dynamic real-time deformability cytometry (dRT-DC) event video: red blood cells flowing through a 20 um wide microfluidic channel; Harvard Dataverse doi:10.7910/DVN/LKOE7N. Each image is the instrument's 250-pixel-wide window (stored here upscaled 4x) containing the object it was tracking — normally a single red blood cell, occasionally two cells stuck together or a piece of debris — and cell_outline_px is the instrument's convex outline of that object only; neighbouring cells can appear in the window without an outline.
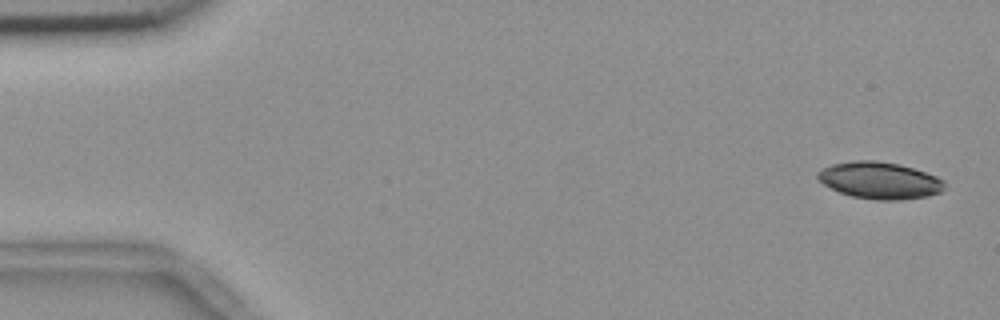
{"species": "common noctule bat (a hibernating species)", "species_latin": "Nyctalus noctula", "temperature_condition": "room temperature", "stored_images_in_passage": 54, "camera_frame_rate_fps": 3000, "um_per_image_px": 0.085, "animal": {"sex": "female", "body_mass_g": 18.4}, "frame": {"image": 1, "passage_image": 1, "time_ms": 0.0, "image_size_px": [1000, 320], "cell_outline_px": [[944, 188], [940, 192], [928, 196], [900, 200], [876, 200], [852, 196], [840, 192], [824, 184], [816, 176], [816, 172], [832, 164], [852, 160], [876, 160], [900, 164], [936, 176], [944, 180]], "centroid_in_image_um": [74.77, 15.33], "position_along_channel_um": 10.2, "area_um2": 27.17}}
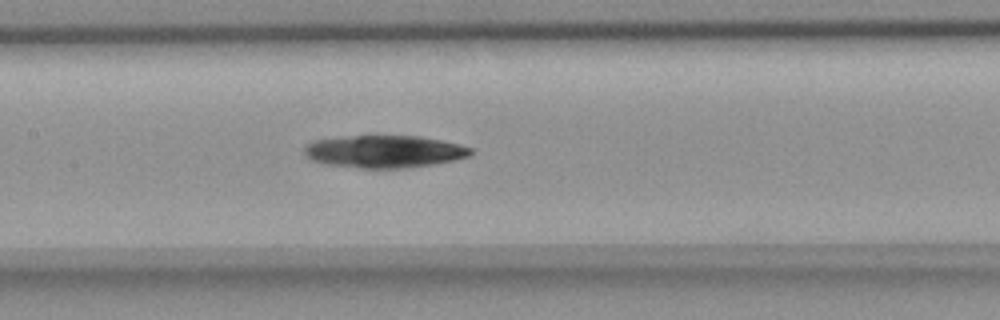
{"frame": {"image": 2, "passage_image": 25, "time_ms": 8.0, "image_size_px": [1000, 320], "cell_outline_px": [[472, 152], [468, 156], [452, 160], [404, 168], [360, 168], [324, 164], [312, 160], [304, 156], [304, 144], [312, 140], [352, 136], [420, 136], [460, 144], [472, 148]], "centroid_in_image_um": [32.59, 12.87], "position_along_channel_um": 174.8, "area_um2": 31.33}}
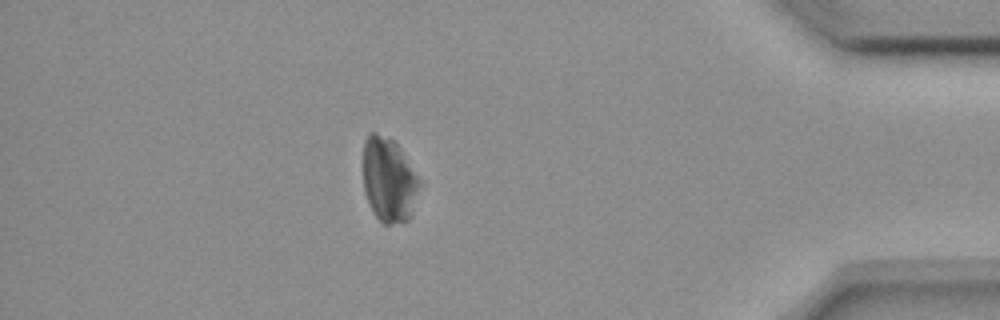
{"frame": {"image": 3, "passage_image": 47, "time_ms": 15.333, "image_size_px": [1000, 320], "cell_outline_px": [[424, 184], [412, 216], [408, 220], [388, 224], [384, 224], [372, 212], [364, 192], [364, 140], [368, 132], [376, 132], [396, 140], [424, 180]], "centroid_in_image_um": [33.15, 15.26], "position_along_channel_um": 402.1, "area_um2": 29.19}}